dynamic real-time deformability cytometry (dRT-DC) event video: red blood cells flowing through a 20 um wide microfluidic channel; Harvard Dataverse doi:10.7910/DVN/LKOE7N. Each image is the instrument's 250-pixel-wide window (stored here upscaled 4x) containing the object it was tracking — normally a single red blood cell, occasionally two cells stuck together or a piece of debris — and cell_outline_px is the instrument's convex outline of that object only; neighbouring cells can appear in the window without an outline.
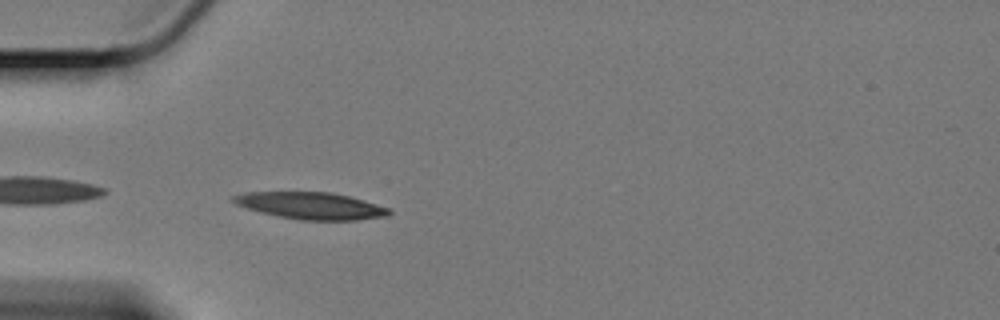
{"species": "Egyptian fruit bat (a non-hibernating species)", "species_latin": "Rousettus aegyptiacus", "temperature_condition": "cold", "stored_images_in_passage": 24, "camera_frame_rate_fps": 3000, "um_per_image_px": 0.085, "animal": {"sex": "female"}, "frame": {"image": 1, "passage_image": 2, "time_ms": 0.333, "image_size_px": [1000, 320], "cell_outline_px": [[392, 212], [388, 216], [356, 220], [300, 220], [280, 216], [248, 208], [236, 204], [228, 200], [232, 196], [244, 192], [332, 192], [348, 196], [388, 208]], "centroid_in_image_um": [26.4, 17.48], "position_along_channel_um": 58.6, "area_um2": 24.16}}
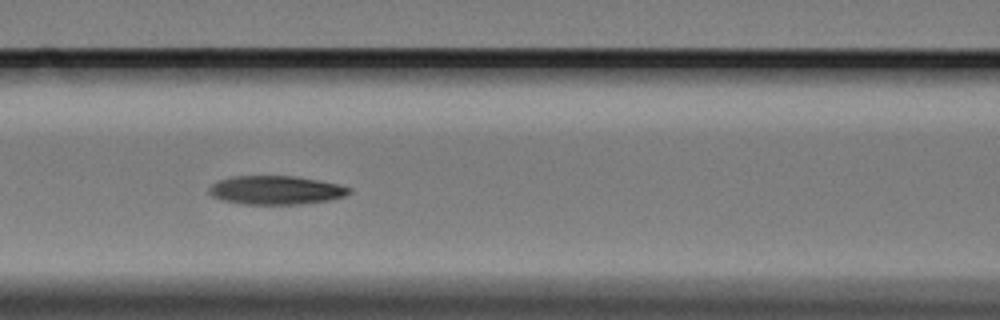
{"frame": {"image": 2, "passage_image": 10, "time_ms": 3.0, "image_size_px": [1000, 320], "cell_outline_px": [[352, 192], [344, 196], [328, 200], [300, 204], [244, 204], [224, 200], [212, 196], [208, 192], [208, 188], [216, 180], [232, 176], [296, 176], [336, 184], [352, 188]], "centroid_in_image_um": [23.41, 16.15], "position_along_channel_um": 143.2, "area_um2": 23.35}}
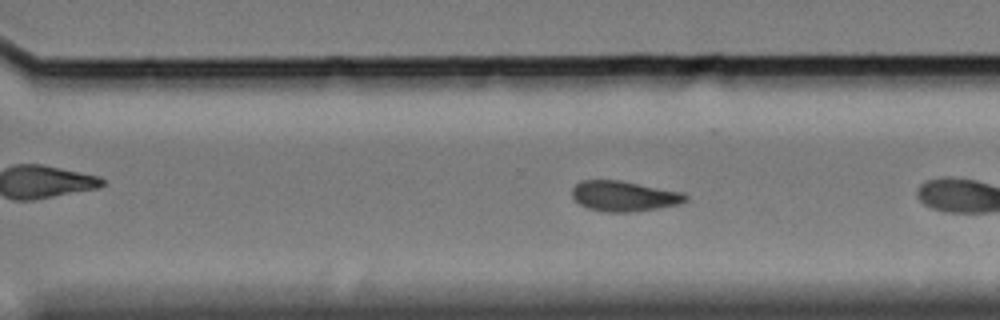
{"frame": {"image": 3, "passage_image": 23, "time_ms": 7.333, "image_size_px": [1000, 320], "cell_outline_px": [[688, 200], [680, 204], [632, 212], [604, 212], [588, 208], [580, 204], [572, 196], [572, 188], [580, 180], [620, 180], [684, 192], [688, 196]], "centroid_in_image_um": [53.06, 16.66], "position_along_channel_um": 317.5, "area_um2": 20.17}}